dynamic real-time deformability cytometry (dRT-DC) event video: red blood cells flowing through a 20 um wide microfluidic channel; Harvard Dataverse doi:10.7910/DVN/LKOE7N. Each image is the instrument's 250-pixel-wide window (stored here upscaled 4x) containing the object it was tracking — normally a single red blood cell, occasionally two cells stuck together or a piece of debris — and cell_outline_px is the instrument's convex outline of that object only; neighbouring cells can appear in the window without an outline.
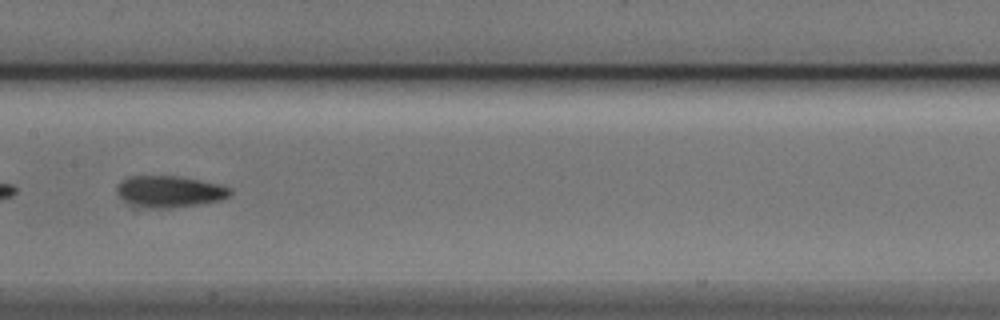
{"species": "Egyptian fruit bat (a non-hibernating species)", "species_latin": "Rousettus aegyptiacus", "temperature_condition": "cold", "stored_images_in_passage": 45, "camera_frame_rate_fps": 3000, "um_per_image_px": 0.085, "animal": {"sex": "male"}, "frame": {"image": 1, "passage_image": 27, "time_ms": 8.667, "image_size_px": [1000, 320], "cell_outline_px": [[232, 192], [228, 196], [220, 200], [196, 204], [168, 208], [144, 208], [124, 200], [116, 192], [116, 184], [120, 180], [128, 176], [180, 176], [220, 184], [232, 188]], "centroid_in_image_um": [14.39, 16.26], "position_along_channel_um": 193.0, "area_um2": 20.81}}
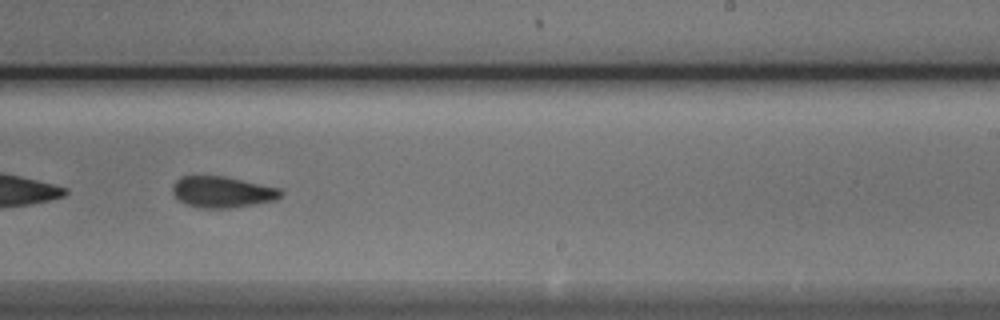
{"frame": {"image": 2, "passage_image": 33, "time_ms": 10.667, "image_size_px": [1000, 320], "cell_outline_px": [[284, 192], [276, 200], [228, 208], [200, 208], [184, 204], [172, 192], [172, 184], [180, 176], [224, 176], [280, 188]], "centroid_in_image_um": [18.87, 16.31], "position_along_channel_um": 270.1, "area_um2": 19.65}}
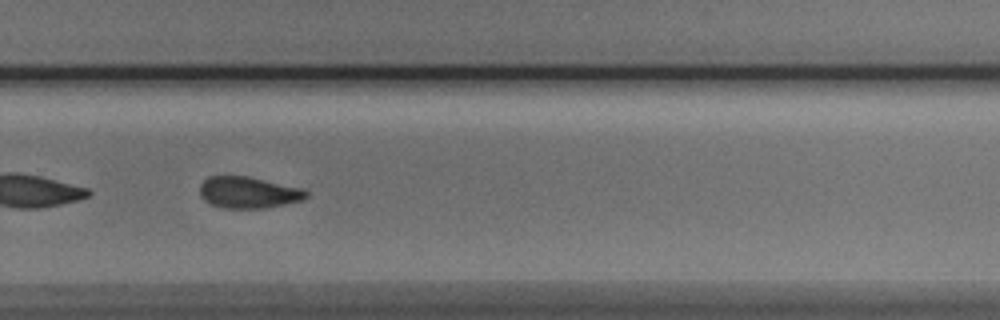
{"frame": {"image": 3, "passage_image": 36, "time_ms": 11.667, "image_size_px": [1000, 320], "cell_outline_px": [[308, 196], [304, 200], [264, 208], [220, 208], [204, 200], [200, 196], [200, 184], [208, 176], [248, 176], [304, 188], [308, 192]], "centroid_in_image_um": [21.13, 16.35], "position_along_channel_um": 308.7, "area_um2": 19.71}, "authors_computed_cell_mechanics": {"area_um2": 21.1548, "velocity_mm_per_s": 3.8689, "shape_relaxation_time_tau1_ms": 2.2723, "shape_relaxation_time_tau2_ms": 5.0504, "deformation_change_tau1": 0.0886, "deformation_change_tau2": 0.111}}